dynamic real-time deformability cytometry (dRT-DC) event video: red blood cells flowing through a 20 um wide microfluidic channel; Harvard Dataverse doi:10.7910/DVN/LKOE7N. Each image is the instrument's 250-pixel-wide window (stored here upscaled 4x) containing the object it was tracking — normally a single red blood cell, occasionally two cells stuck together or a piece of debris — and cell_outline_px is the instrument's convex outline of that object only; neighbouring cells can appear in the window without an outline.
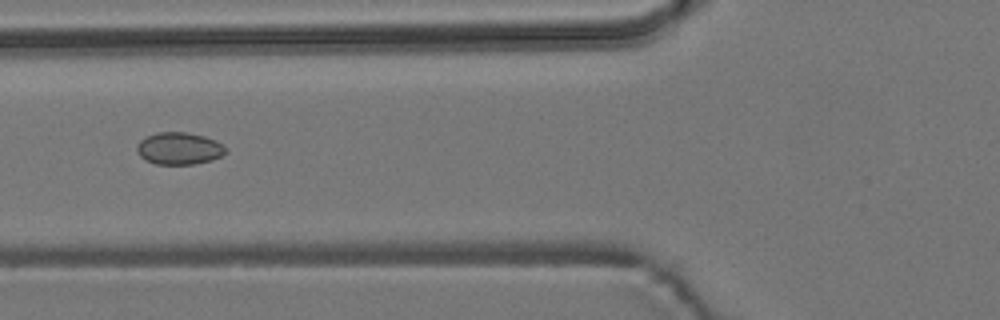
{"species": "common noctule bat (a hibernating species)", "species_latin": "Nyctalus noctula", "temperature_condition": "room temperature", "stored_images_in_passage": 2, "camera_frame_rate_fps": 3000, "um_per_image_px": 0.085, "animal": {"sex": "male", "body_mass_g": 19.2, "forearm_length_mm": 51.8}, "frame": {"image": 1, "passage_image": 2, "time_ms": 1.333, "image_size_px": [1000, 320], "cell_outline_px": [[224, 152], [220, 156], [212, 160], [192, 164], [156, 164], [144, 160], [136, 152], [136, 144], [140, 140], [156, 132], [184, 132], [204, 136], [216, 140], [224, 144]], "centroid_in_image_um": [15.18, 12.61], "position_along_channel_um": 110.6, "area_um2": 16.65}}